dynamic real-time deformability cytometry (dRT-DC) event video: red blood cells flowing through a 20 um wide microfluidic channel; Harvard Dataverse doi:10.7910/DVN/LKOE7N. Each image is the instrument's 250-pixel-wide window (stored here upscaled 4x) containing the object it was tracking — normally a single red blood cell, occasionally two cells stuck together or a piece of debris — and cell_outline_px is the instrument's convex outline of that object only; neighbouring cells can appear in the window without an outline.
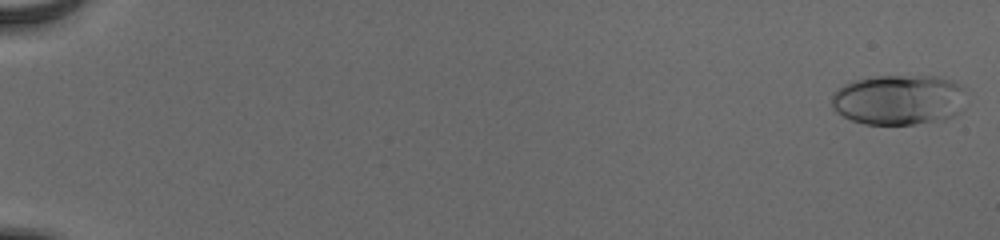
{"species": "human", "species_latin": "Homo sapiens", "temperature_condition": "cold", "stored_images_in_passage": 56, "camera_frame_rate_fps": 3000, "um_per_image_px": 0.085, "donor": {"sex": "male"}, "frame": {"image": 1, "passage_image": 2, "time_ms": 0.333, "image_size_px": [1000, 240], "cell_outline_px": [[964, 108], [960, 112], [944, 120], [912, 124], [864, 124], [852, 120], [836, 112], [832, 108], [832, 92], [836, 88], [844, 84], [856, 80], [876, 76], [936, 76], [952, 80], [960, 84], [964, 88]], "centroid_in_image_um": [76.41, 8.48], "position_along_channel_um": 8.6, "area_um2": 39.82}}
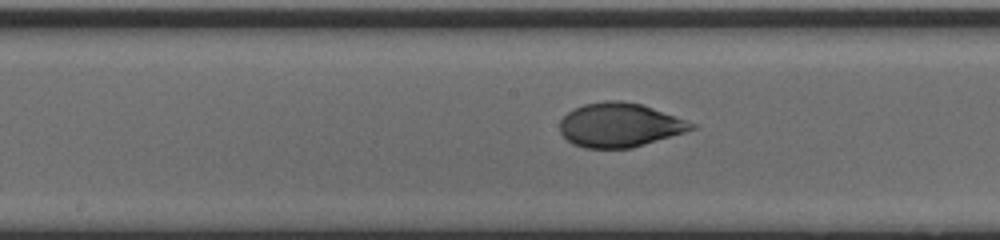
{"frame": {"image": 2, "passage_image": 32, "time_ms": 10.333, "image_size_px": [1000, 240], "cell_outline_px": [[700, 128], [632, 148], [584, 148], [572, 144], [560, 132], [560, 120], [572, 108], [584, 104], [604, 100], [620, 100], [640, 104], [652, 108], [696, 124]], "centroid_in_image_um": [52.67, 10.63], "position_along_channel_um": 195.5, "area_um2": 33.93}}
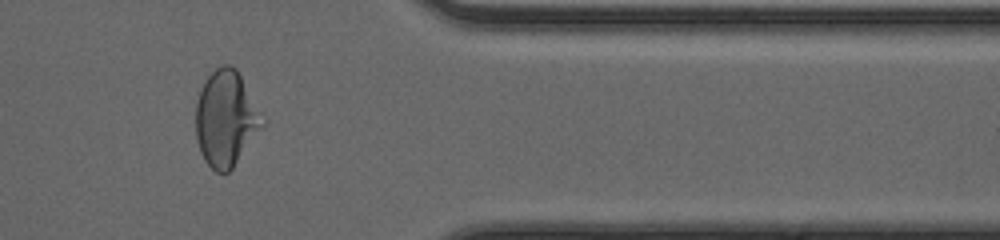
{"frame": {"image": 3, "passage_image": 48, "time_ms": 15.667, "image_size_px": [1000, 240], "cell_outline_px": [[264, 124], [232, 168], [228, 172], [216, 172], [204, 160], [200, 152], [196, 136], [196, 104], [200, 88], [208, 76], [216, 68], [224, 64], [228, 64], [236, 68], [260, 112]], "centroid_in_image_um": [19.17, 10.07], "position_along_channel_um": 392.2, "area_um2": 36.47}, "authors_computed_cell_mechanics": {"area_um2": 35.2291, "velocity_mm_per_s": 3.8969, "shape_relaxation_time_tau1_ms": 4.0448, "shape_relaxation_time_tau2_ms": null, "deformation_change_tau1": 0.182, "deformation_change_tau2": null}}